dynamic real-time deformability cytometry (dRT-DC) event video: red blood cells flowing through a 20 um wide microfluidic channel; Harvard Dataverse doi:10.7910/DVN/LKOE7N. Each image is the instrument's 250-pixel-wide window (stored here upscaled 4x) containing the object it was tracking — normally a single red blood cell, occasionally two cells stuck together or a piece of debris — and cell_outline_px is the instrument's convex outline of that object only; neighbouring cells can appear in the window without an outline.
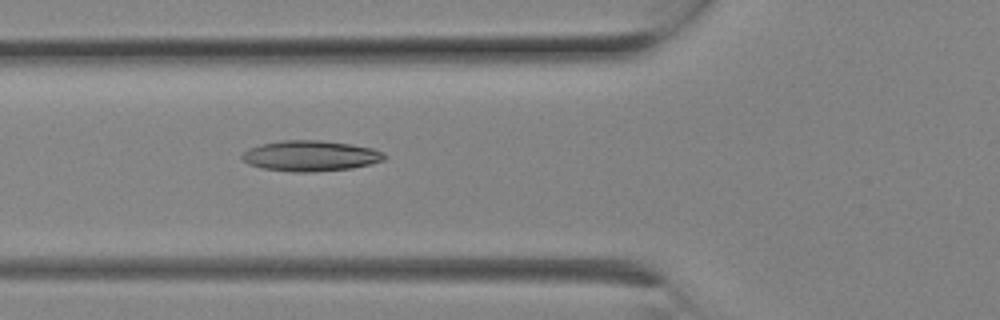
{"species": "Egyptian fruit bat (a non-hibernating species)", "species_latin": "Rousettus aegyptiacus", "temperature_condition": "room temperature", "stored_images_in_passage": 4, "camera_frame_rate_fps": 3000, "um_per_image_px": 0.085, "animal": {"sex": "female"}, "frame": {"image": 1, "passage_image": 4, "time_ms": 1.0, "image_size_px": [1000, 320], "cell_outline_px": [[388, 156], [384, 160], [352, 168], [312, 172], [292, 172], [260, 168], [248, 164], [240, 156], [248, 148], [260, 144], [280, 140], [320, 140], [348, 144], [372, 148], [384, 152]], "centroid_in_image_um": [26.36, 13.25], "position_along_channel_um": 99.4, "area_um2": 25.49}}